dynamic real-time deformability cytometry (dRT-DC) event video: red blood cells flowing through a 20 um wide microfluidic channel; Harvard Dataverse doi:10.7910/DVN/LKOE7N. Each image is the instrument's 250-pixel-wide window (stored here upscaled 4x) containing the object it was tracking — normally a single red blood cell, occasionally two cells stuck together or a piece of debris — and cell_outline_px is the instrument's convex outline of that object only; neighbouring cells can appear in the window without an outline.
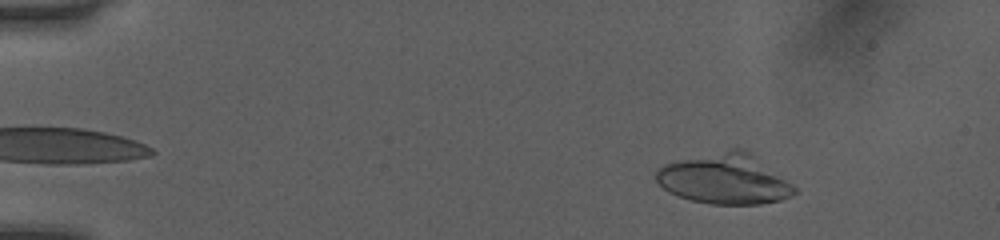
{"species": "human", "species_latin": "Homo sapiens", "temperature_condition": "room temperature", "stored_images_in_passage": 47, "camera_frame_rate_fps": 3000, "um_per_image_px": 0.085, "donor": {"sex": "female"}, "frame": {"image": 1, "passage_image": 3, "time_ms": 0.667, "image_size_px": [1000, 240], "cell_outline_px": [[796, 192], [792, 196], [780, 200], [760, 204], [712, 204], [692, 200], [668, 192], [656, 180], [656, 168], [664, 164], [676, 160], [732, 148], [744, 148], [792, 184], [796, 188]], "centroid_in_image_um": [61.58, 15.21], "position_along_channel_um": 23.4, "area_um2": 40.29}}
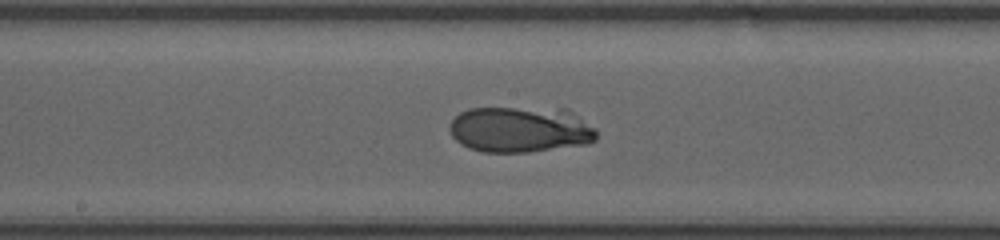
{"frame": {"image": 2, "passage_image": 24, "time_ms": 7.667, "image_size_px": [1000, 240], "cell_outline_px": [[596, 140], [588, 144], [528, 152], [484, 152], [468, 148], [460, 144], [452, 136], [448, 128], [452, 120], [460, 112], [468, 108], [568, 108], [580, 116], [596, 128]], "centroid_in_image_um": [44.25, 11.0], "position_along_channel_um": 204.0, "area_um2": 39.88}}
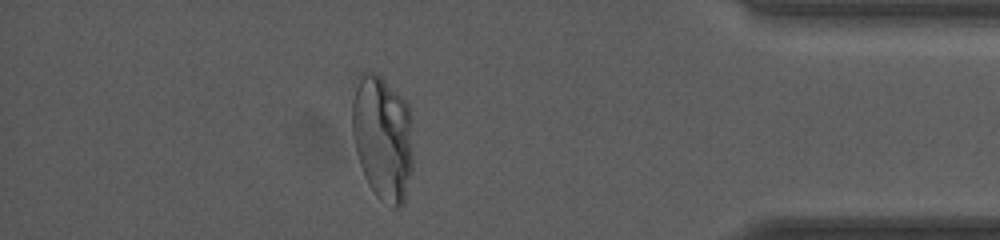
{"frame": {"image": 3, "passage_image": 41, "time_ms": 13.333, "image_size_px": [1000, 240], "cell_outline_px": [[412, 168], [404, 200], [396, 208], [392, 208], [380, 200], [376, 196], [368, 184], [364, 176], [356, 152], [352, 136], [352, 100], [360, 72], [376, 72], [404, 100], [408, 108], [412, 152]], "centroid_in_image_um": [32.49, 11.72], "position_along_channel_um": 402.7, "area_um2": 44.22}, "authors_computed_cell_mechanics": {"area_um2": 40.6912, "velocity_mm_per_s": 4.0648, "shape_relaxation_time_tau1_ms": 10.7669, "shape_relaxation_time_tau2_ms": 0.3549, "deformation_change_tau1": 0.2609, "deformation_change_tau2": null}}